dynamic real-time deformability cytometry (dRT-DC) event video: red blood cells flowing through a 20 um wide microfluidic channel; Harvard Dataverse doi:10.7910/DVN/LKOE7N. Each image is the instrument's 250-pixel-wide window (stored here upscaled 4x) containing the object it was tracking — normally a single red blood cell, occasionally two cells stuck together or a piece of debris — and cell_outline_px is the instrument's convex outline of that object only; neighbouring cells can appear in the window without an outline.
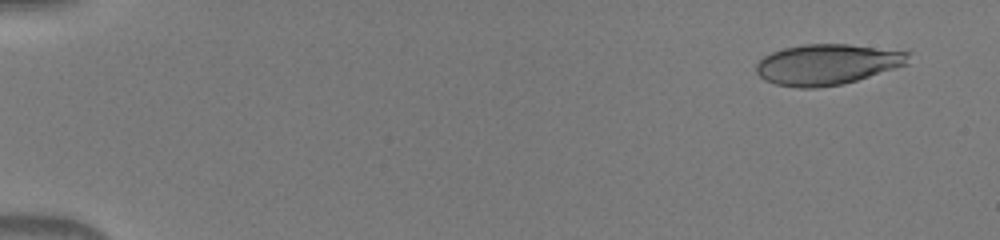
{"species": "human", "species_latin": "Homo sapiens", "temperature_condition": "warm", "stored_images_in_passage": 48, "camera_frame_rate_fps": 3000, "um_per_image_px": 0.085, "donor": {"sex": "male"}, "frame": {"image": 1, "passage_image": 1, "time_ms": 0.0, "image_size_px": [1000, 240], "cell_outline_px": [[912, 52], [908, 64], [844, 84], [816, 88], [800, 88], [776, 84], [764, 80], [756, 72], [756, 64], [764, 56], [772, 52], [784, 48], [800, 44], [848, 44]], "centroid_in_image_um": [70.32, 5.47], "position_along_channel_um": 14.7, "area_um2": 36.18}}
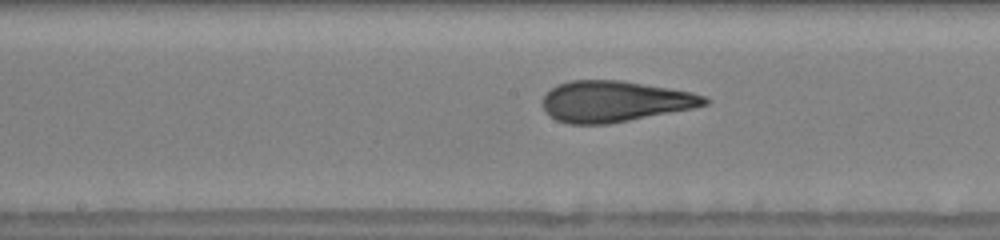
{"frame": {"image": 2, "passage_image": 25, "time_ms": 8.0, "image_size_px": [1000, 240], "cell_outline_px": [[712, 100], [708, 104], [696, 108], [608, 124], [568, 124], [556, 120], [544, 108], [544, 96], [552, 88], [568, 80], [624, 80], [692, 92], [704, 96]], "centroid_in_image_um": [52.31, 8.61], "position_along_channel_um": 195.9, "area_um2": 38.73}}
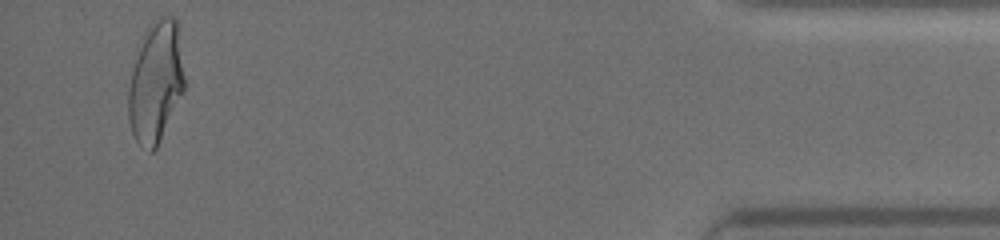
{"frame": {"image": 3, "passage_image": 46, "time_ms": 15.0, "image_size_px": [1000, 240], "cell_outline_px": [[184, 92], [156, 148], [152, 152], [148, 152], [136, 140], [132, 132], [128, 120], [128, 88], [132, 72], [144, 32], [152, 20], [160, 16], [172, 16], [176, 20], [184, 76]], "centroid_in_image_um": [13.23, 7.0], "position_along_channel_um": 422.0, "area_um2": 39.19}}